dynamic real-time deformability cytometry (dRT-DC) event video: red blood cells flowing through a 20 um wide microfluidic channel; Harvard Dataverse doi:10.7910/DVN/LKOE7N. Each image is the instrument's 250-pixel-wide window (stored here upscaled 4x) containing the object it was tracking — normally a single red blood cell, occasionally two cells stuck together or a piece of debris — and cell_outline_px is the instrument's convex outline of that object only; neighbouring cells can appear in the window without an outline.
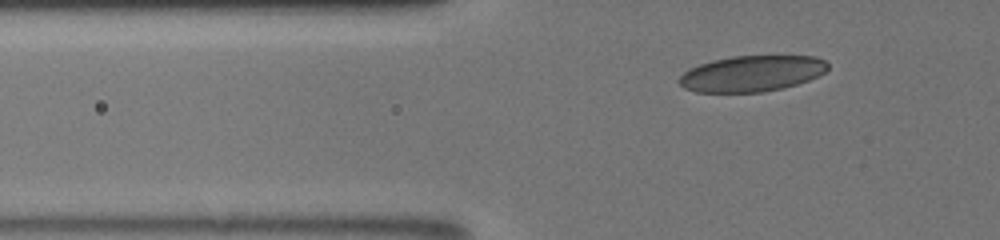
{"species": "human", "species_latin": "Homo sapiens", "temperature_condition": "room temperature", "stored_images_in_passage": 5, "camera_frame_rate_fps": 3000, "um_per_image_px": 0.085, "donor": {"sex": "male"}, "frame": {"image": 1, "passage_image": 5, "time_ms": 3.333, "image_size_px": [1000, 240], "cell_outline_px": [[828, 68], [824, 72], [808, 80], [784, 88], [764, 92], [696, 92], [684, 88], [676, 80], [688, 68], [712, 60], [732, 56], [816, 56], [824, 60], [828, 64]], "centroid_in_image_um": [63.87, 6.25], "position_along_channel_um": 61.9, "area_um2": 31.21}}